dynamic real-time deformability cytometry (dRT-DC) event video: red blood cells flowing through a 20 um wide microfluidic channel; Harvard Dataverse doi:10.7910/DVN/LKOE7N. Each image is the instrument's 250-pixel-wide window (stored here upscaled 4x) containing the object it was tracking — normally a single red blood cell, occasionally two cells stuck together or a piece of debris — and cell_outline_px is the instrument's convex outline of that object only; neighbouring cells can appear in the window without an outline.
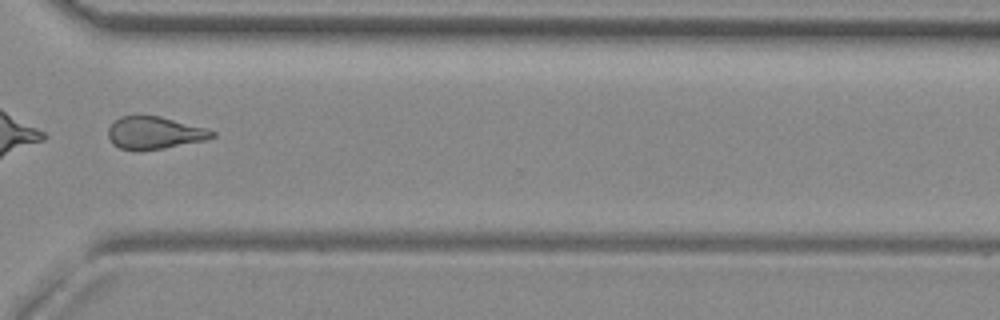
{"species": "common noctule bat (a hibernating species)", "species_latin": "Nyctalus noctula", "temperature_condition": "room temperature", "stored_images_in_passage": 39, "camera_frame_rate_fps": 3000, "um_per_image_px": 0.085, "animal": {"sex": "female", "body_mass_g": 29.2, "forearm_length_mm": 56.3}, "frame": {"image": 1, "passage_image": 32, "time_ms": 10.333, "image_size_px": [1000, 320], "cell_outline_px": [[216, 136], [204, 140], [164, 148], [120, 148], [112, 144], [108, 136], [108, 128], [120, 116], [160, 116], [204, 128], [216, 132]], "centroid_in_image_um": [13.13, 11.27], "position_along_channel_um": 357.5, "area_um2": 18.96}, "authors_computed_cell_mechanics": {"area_um2": 20.1722, "velocity_mm_per_s": 4.0077, "shape_relaxation_time_tau1_ms": null, "shape_relaxation_time_tau2_ms": 3.073, "deformation_change_tau1": null, "deformation_change_tau2": 0.12}}